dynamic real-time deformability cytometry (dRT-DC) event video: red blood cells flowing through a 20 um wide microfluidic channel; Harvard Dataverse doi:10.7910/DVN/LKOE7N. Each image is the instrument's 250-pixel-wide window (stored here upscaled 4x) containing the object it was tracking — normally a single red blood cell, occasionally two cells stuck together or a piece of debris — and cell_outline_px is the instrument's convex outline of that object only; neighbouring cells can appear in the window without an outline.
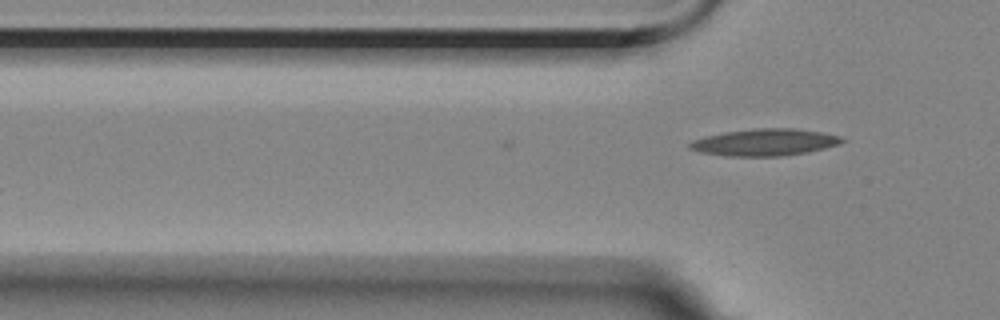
{"species": "Egyptian fruit bat (a non-hibernating species)", "species_latin": "Rousettus aegyptiacus", "temperature_condition": "room temperature", "stored_images_in_passage": 5, "camera_frame_rate_fps": 3000, "um_per_image_px": 0.085, "animal": {"sex": "female"}, "frame": {"image": 1, "passage_image": 5, "time_ms": 1.333, "image_size_px": [1000, 320], "cell_outline_px": [[844, 140], [840, 144], [808, 152], [780, 156], [728, 156], [700, 152], [688, 148], [688, 144], [692, 140], [704, 136], [724, 132], [752, 128], [796, 128], [820, 132], [840, 136]], "centroid_in_image_um": [64.97, 12.09], "position_along_channel_um": 60.8, "area_um2": 23.93}}